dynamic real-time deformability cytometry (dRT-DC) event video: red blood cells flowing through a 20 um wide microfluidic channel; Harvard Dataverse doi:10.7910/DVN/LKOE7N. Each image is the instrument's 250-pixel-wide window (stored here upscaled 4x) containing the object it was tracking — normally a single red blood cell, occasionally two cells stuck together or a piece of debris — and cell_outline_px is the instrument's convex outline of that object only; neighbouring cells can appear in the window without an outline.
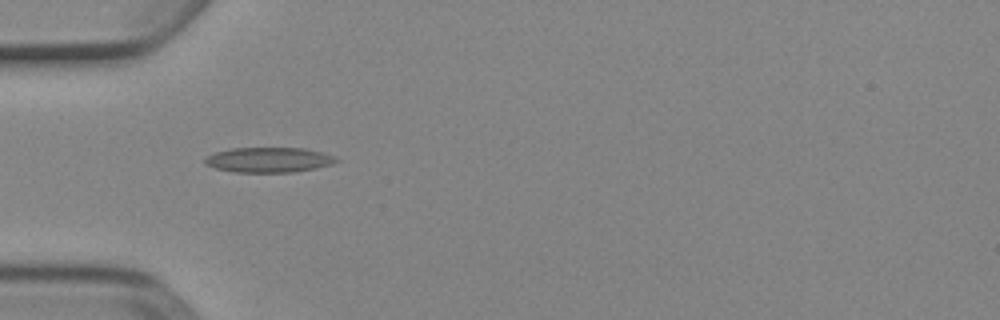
{"species": "Egyptian fruit bat (a non-hibernating species)", "species_latin": "Rousettus aegyptiacus", "temperature_condition": "cold", "stored_images_in_passage": 7, "camera_frame_rate_fps": 3000, "um_per_image_px": 0.085, "animal": {"sex": "female"}, "frame": {"image": 1, "passage_image": 5, "time_ms": 1.333, "image_size_px": [1000, 320], "cell_outline_px": [[340, 160], [332, 164], [316, 168], [292, 172], [236, 172], [216, 168], [204, 164], [204, 160], [208, 156], [216, 152], [232, 148], [304, 148], [320, 152], [332, 156]], "centroid_in_image_um": [22.84, 13.59], "position_along_channel_um": 62.2, "area_um2": 18.96}}
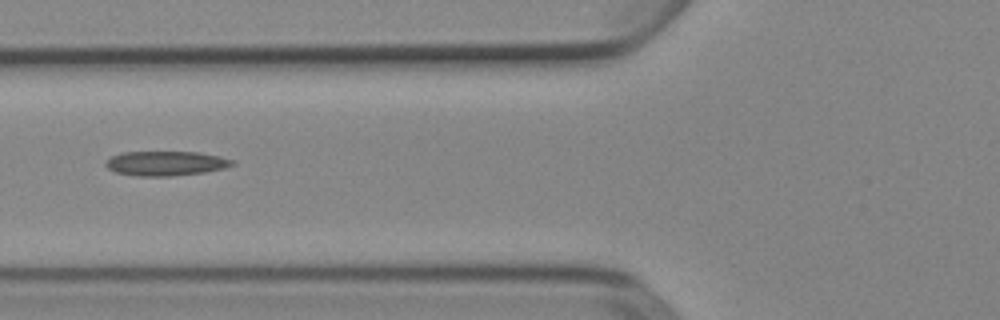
{"frame": {"image": 2, "passage_image": 6, "time_ms": 1.667, "image_size_px": [1000, 320], "cell_outline_px": [[236, 164], [224, 168], [204, 172], [172, 176], [136, 176], [116, 172], [108, 168], [104, 164], [112, 156], [124, 152], [200, 152], [220, 156], [236, 160]], "centroid_in_image_um": [14.15, 13.88], "position_along_channel_um": 111.7, "area_um2": 18.15}}
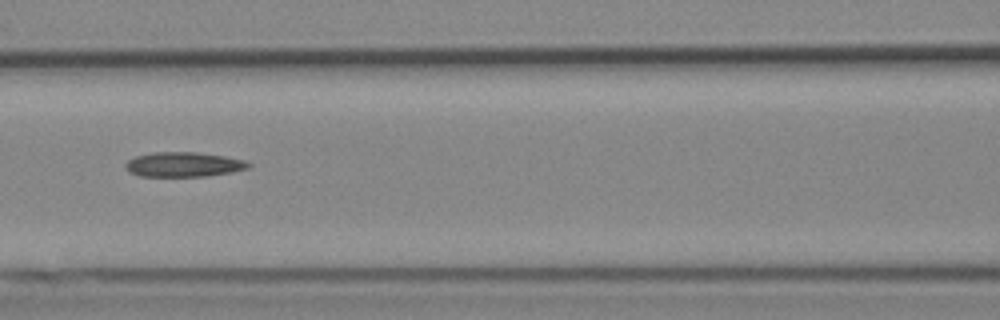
{"frame": {"image": 3, "passage_image": 7, "time_ms": 2.0, "image_size_px": [1000, 320], "cell_outline_px": [[252, 164], [248, 168], [232, 172], [208, 176], [140, 176], [128, 172], [124, 164], [128, 160], [136, 156], [152, 152], [196, 152], [224, 156], [244, 160]], "centroid_in_image_um": [15.59, 13.98], "position_along_channel_um": 151.0, "area_um2": 17.74}}